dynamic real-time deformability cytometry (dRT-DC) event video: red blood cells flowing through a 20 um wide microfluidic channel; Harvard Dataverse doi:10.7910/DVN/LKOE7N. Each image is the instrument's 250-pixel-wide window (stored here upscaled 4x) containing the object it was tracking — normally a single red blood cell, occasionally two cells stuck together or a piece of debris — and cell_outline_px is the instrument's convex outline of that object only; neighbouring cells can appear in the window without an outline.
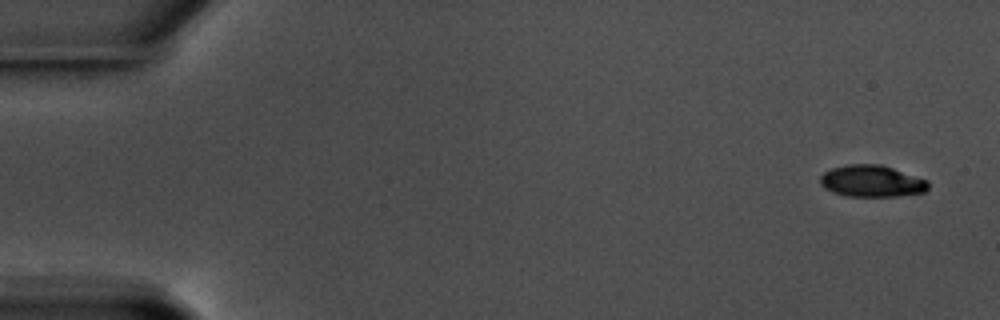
{"species": "common noctule bat (a hibernating species)", "species_latin": "Nyctalus noctula", "temperature_condition": "warm", "stored_images_in_passage": 56, "camera_frame_rate_fps": 3000, "um_per_image_px": 0.085, "animal": {"sex": "male", "body_mass_g": 17.5, "forearm_length_mm": 52.3}, "frame": {"image": 1, "passage_image": 1, "time_ms": 0.0, "image_size_px": [1000, 320], "cell_outline_px": [[928, 188], [924, 192], [896, 196], [848, 196], [832, 192], [824, 188], [820, 184], [820, 176], [824, 172], [832, 168], [848, 164], [880, 164], [928, 180]], "centroid_in_image_um": [74.07, 15.39], "position_along_channel_um": 10.9, "area_um2": 19.88}}
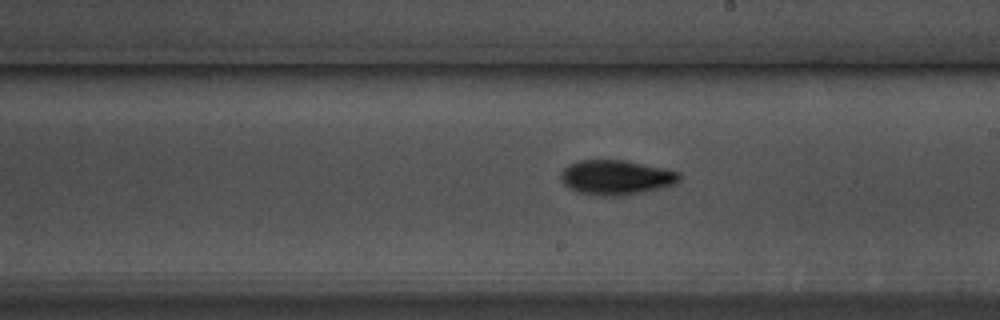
{"frame": {"image": 2, "passage_image": 32, "time_ms": 10.333, "image_size_px": [1000, 320], "cell_outline_px": [[680, 180], [676, 184], [660, 188], [624, 196], [600, 196], [580, 192], [564, 184], [560, 180], [560, 172], [568, 164], [580, 160], [624, 160], [680, 172]], "centroid_in_image_um": [52.36, 15.08], "position_along_channel_um": 236.6, "area_um2": 23.93}}
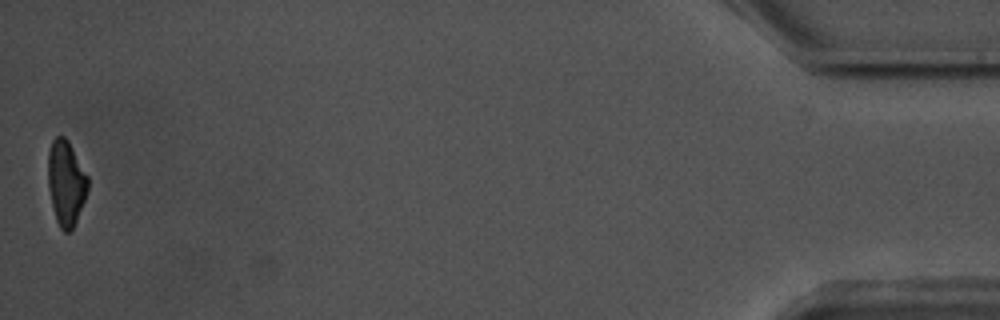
{"frame": {"image": 3, "passage_image": 56, "time_ms": 18.333, "image_size_px": [1000, 320], "cell_outline_px": [[88, 188], [84, 200], [76, 220], [72, 228], [68, 232], [64, 232], [60, 228], [56, 220], [48, 188], [48, 152], [52, 140], [56, 136], [64, 136], [68, 140], [88, 176]], "centroid_in_image_um": [5.6, 15.52], "position_along_channel_um": 429.6, "area_um2": 19.59}, "authors_computed_cell_mechanics": {"area_um2": 21.5594, "velocity_mm_per_s": 3.562, "shape_relaxation_time_tau1_ms": 1.8865, "shape_relaxation_time_tau2_ms": 10.2019, "deformation_change_tau1": 0.139, "deformation_change_tau2": 0.1931}}